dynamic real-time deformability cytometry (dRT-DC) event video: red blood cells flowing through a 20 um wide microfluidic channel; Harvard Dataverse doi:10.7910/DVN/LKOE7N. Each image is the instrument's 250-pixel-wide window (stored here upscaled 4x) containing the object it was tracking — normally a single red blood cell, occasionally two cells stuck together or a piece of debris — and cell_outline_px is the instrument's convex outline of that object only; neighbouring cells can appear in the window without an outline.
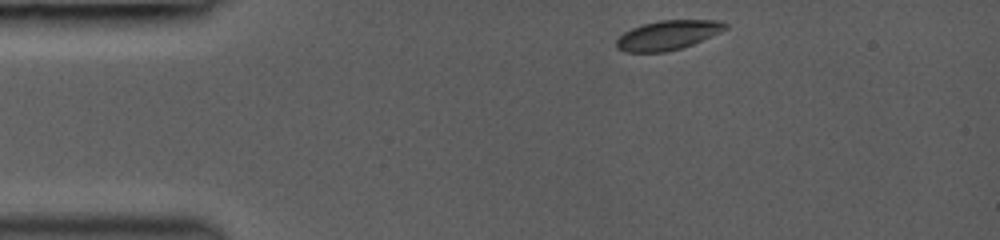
{"species": "common noctule bat (a hibernating species)", "species_latin": "Nyctalus noctula", "temperature_condition": "room temperature", "stored_images_in_passage": 4, "camera_frame_rate_fps": 3000, "um_per_image_px": 0.085, "animal": {"sex": "female", "body_mass_g": 19.0, "forearm_length_mm": 53.3}, "frame": {"image": 1, "passage_image": 1, "time_ms": 0.0, "image_size_px": [1000, 240], "cell_outline_px": [[728, 28], [720, 32], [692, 44], [680, 48], [664, 52], [624, 52], [616, 48], [616, 40], [624, 32], [632, 28], [644, 24], [660, 20], [720, 20], [728, 24]], "centroid_in_image_um": [56.76, 2.98], "position_along_channel_um": 28.2, "area_um2": 18.55}}